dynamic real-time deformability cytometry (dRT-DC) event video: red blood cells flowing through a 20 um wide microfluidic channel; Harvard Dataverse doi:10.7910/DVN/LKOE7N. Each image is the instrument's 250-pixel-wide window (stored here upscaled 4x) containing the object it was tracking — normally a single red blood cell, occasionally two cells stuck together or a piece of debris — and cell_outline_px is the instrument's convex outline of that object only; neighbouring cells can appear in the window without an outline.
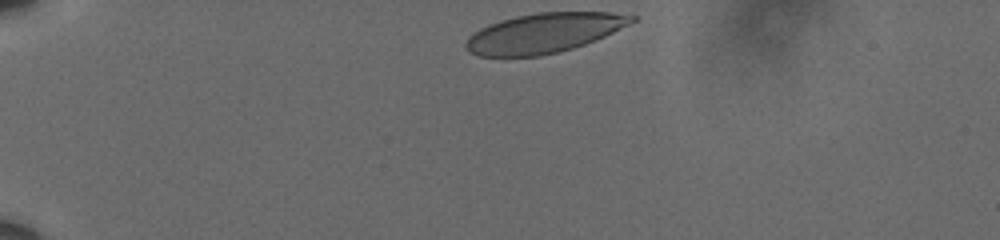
{"species": "human", "species_latin": "Homo sapiens", "temperature_condition": "cold", "stored_images_in_passage": 38, "camera_frame_rate_fps": 3000, "um_per_image_px": 0.085, "donor": {"sex": "male"}, "frame": {"image": 1, "passage_image": 1, "time_ms": 0.0, "image_size_px": [1000, 240], "cell_outline_px": [[636, 20], [604, 36], [584, 44], [572, 48], [540, 56], [480, 56], [468, 52], [464, 48], [464, 44], [468, 36], [480, 28], [488, 24], [500, 20], [516, 16], [536, 12], [608, 12], [636, 16]], "centroid_in_image_um": [46.16, 2.8], "position_along_channel_um": 38.8, "area_um2": 38.15}}
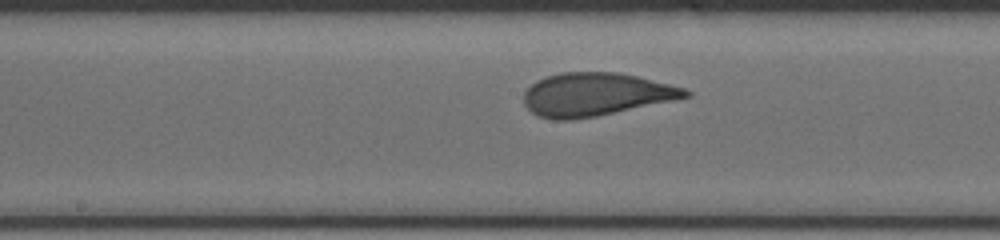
{"frame": {"image": 2, "passage_image": 20, "time_ms": 6.333, "image_size_px": [1000, 240], "cell_outline_px": [[692, 96], [596, 116], [572, 120], [552, 120], [536, 116], [524, 104], [524, 92], [536, 80], [560, 72], [616, 72], [636, 76], [684, 88], [692, 92]], "centroid_in_image_um": [50.59, 8.03], "position_along_channel_um": 197.6, "area_um2": 40.4}}
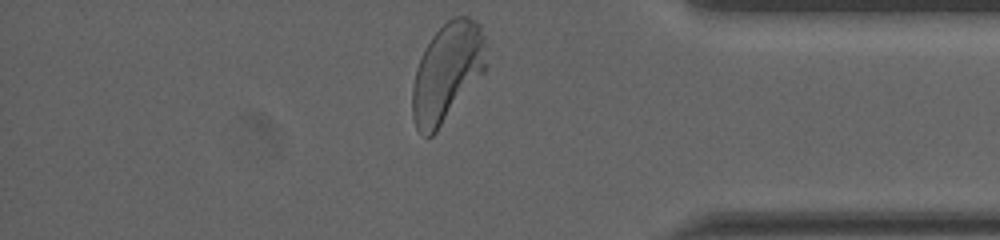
{"frame": {"image": 3, "passage_image": 38, "time_ms": 12.333, "image_size_px": [1000, 240], "cell_outline_px": [[484, 72], [436, 132], [432, 136], [424, 136], [416, 128], [412, 116], [412, 84], [416, 68], [432, 36], [448, 20], [456, 16], [468, 16], [476, 20], [480, 24], [484, 36]], "centroid_in_image_um": [37.98, 6.15], "position_along_channel_um": 397.2, "area_um2": 41.85}, "authors_computed_cell_mechanics": {"area_um2": 40.2288, "velocity_mm_per_s": 3.577, "shape_relaxation_time_tau1_ms": 3.8911, "shape_relaxation_time_tau2_ms": null, "deformation_change_tau1": 0.1474, "deformation_change_tau2": null}}